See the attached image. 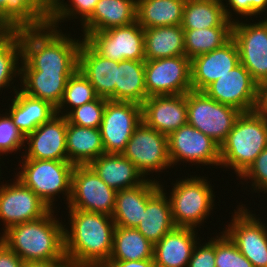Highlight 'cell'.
Wrapping results in <instances>:
<instances>
[{
	"label": "cell",
	"instance_id": "obj_9",
	"mask_svg": "<svg viewBox=\"0 0 267 267\" xmlns=\"http://www.w3.org/2000/svg\"><path fill=\"white\" fill-rule=\"evenodd\" d=\"M116 192L89 165H75L67 207L112 216Z\"/></svg>",
	"mask_w": 267,
	"mask_h": 267
},
{
	"label": "cell",
	"instance_id": "obj_1",
	"mask_svg": "<svg viewBox=\"0 0 267 267\" xmlns=\"http://www.w3.org/2000/svg\"><path fill=\"white\" fill-rule=\"evenodd\" d=\"M70 231L64 228L65 256L72 267L105 265L113 249L112 216L69 209Z\"/></svg>",
	"mask_w": 267,
	"mask_h": 267
},
{
	"label": "cell",
	"instance_id": "obj_15",
	"mask_svg": "<svg viewBox=\"0 0 267 267\" xmlns=\"http://www.w3.org/2000/svg\"><path fill=\"white\" fill-rule=\"evenodd\" d=\"M233 22L232 39L235 41L240 63L258 83L267 79V24ZM241 22V23H240Z\"/></svg>",
	"mask_w": 267,
	"mask_h": 267
},
{
	"label": "cell",
	"instance_id": "obj_40",
	"mask_svg": "<svg viewBox=\"0 0 267 267\" xmlns=\"http://www.w3.org/2000/svg\"><path fill=\"white\" fill-rule=\"evenodd\" d=\"M107 100L108 99L106 98L98 97L92 102L83 104L70 110V112L67 111L65 113L63 110L61 116H65L69 123L76 126L100 128Z\"/></svg>",
	"mask_w": 267,
	"mask_h": 267
},
{
	"label": "cell",
	"instance_id": "obj_13",
	"mask_svg": "<svg viewBox=\"0 0 267 267\" xmlns=\"http://www.w3.org/2000/svg\"><path fill=\"white\" fill-rule=\"evenodd\" d=\"M234 211L224 232L253 267H267V226L242 205Z\"/></svg>",
	"mask_w": 267,
	"mask_h": 267
},
{
	"label": "cell",
	"instance_id": "obj_53",
	"mask_svg": "<svg viewBox=\"0 0 267 267\" xmlns=\"http://www.w3.org/2000/svg\"><path fill=\"white\" fill-rule=\"evenodd\" d=\"M88 267H106L105 265H92V266H88Z\"/></svg>",
	"mask_w": 267,
	"mask_h": 267
},
{
	"label": "cell",
	"instance_id": "obj_37",
	"mask_svg": "<svg viewBox=\"0 0 267 267\" xmlns=\"http://www.w3.org/2000/svg\"><path fill=\"white\" fill-rule=\"evenodd\" d=\"M22 45L19 30L0 37V90L11 87L14 77L20 75ZM17 75V76H16Z\"/></svg>",
	"mask_w": 267,
	"mask_h": 267
},
{
	"label": "cell",
	"instance_id": "obj_36",
	"mask_svg": "<svg viewBox=\"0 0 267 267\" xmlns=\"http://www.w3.org/2000/svg\"><path fill=\"white\" fill-rule=\"evenodd\" d=\"M183 30L185 56L190 60L222 47L232 38V27Z\"/></svg>",
	"mask_w": 267,
	"mask_h": 267
},
{
	"label": "cell",
	"instance_id": "obj_34",
	"mask_svg": "<svg viewBox=\"0 0 267 267\" xmlns=\"http://www.w3.org/2000/svg\"><path fill=\"white\" fill-rule=\"evenodd\" d=\"M154 245L136 228L115 226L109 261L153 259Z\"/></svg>",
	"mask_w": 267,
	"mask_h": 267
},
{
	"label": "cell",
	"instance_id": "obj_42",
	"mask_svg": "<svg viewBox=\"0 0 267 267\" xmlns=\"http://www.w3.org/2000/svg\"><path fill=\"white\" fill-rule=\"evenodd\" d=\"M25 136L13 123L11 117L0 114V154H10L20 150L25 143ZM0 155V156H1Z\"/></svg>",
	"mask_w": 267,
	"mask_h": 267
},
{
	"label": "cell",
	"instance_id": "obj_10",
	"mask_svg": "<svg viewBox=\"0 0 267 267\" xmlns=\"http://www.w3.org/2000/svg\"><path fill=\"white\" fill-rule=\"evenodd\" d=\"M142 121V105L107 100L100 125L104 153L122 154Z\"/></svg>",
	"mask_w": 267,
	"mask_h": 267
},
{
	"label": "cell",
	"instance_id": "obj_14",
	"mask_svg": "<svg viewBox=\"0 0 267 267\" xmlns=\"http://www.w3.org/2000/svg\"><path fill=\"white\" fill-rule=\"evenodd\" d=\"M171 166L178 162H191L220 166V145L188 123L168 136Z\"/></svg>",
	"mask_w": 267,
	"mask_h": 267
},
{
	"label": "cell",
	"instance_id": "obj_7",
	"mask_svg": "<svg viewBox=\"0 0 267 267\" xmlns=\"http://www.w3.org/2000/svg\"><path fill=\"white\" fill-rule=\"evenodd\" d=\"M241 111L211 99L204 91L187 92V123L221 145Z\"/></svg>",
	"mask_w": 267,
	"mask_h": 267
},
{
	"label": "cell",
	"instance_id": "obj_39",
	"mask_svg": "<svg viewBox=\"0 0 267 267\" xmlns=\"http://www.w3.org/2000/svg\"><path fill=\"white\" fill-rule=\"evenodd\" d=\"M98 1L99 0H69L72 4L68 5L64 3V0H55L48 14V24L57 28L59 22H64L66 18L71 19L74 16V18L77 19V17L80 16V22L81 25H83L92 16Z\"/></svg>",
	"mask_w": 267,
	"mask_h": 267
},
{
	"label": "cell",
	"instance_id": "obj_30",
	"mask_svg": "<svg viewBox=\"0 0 267 267\" xmlns=\"http://www.w3.org/2000/svg\"><path fill=\"white\" fill-rule=\"evenodd\" d=\"M145 60L185 55L181 25L144 29Z\"/></svg>",
	"mask_w": 267,
	"mask_h": 267
},
{
	"label": "cell",
	"instance_id": "obj_43",
	"mask_svg": "<svg viewBox=\"0 0 267 267\" xmlns=\"http://www.w3.org/2000/svg\"><path fill=\"white\" fill-rule=\"evenodd\" d=\"M242 180H250L253 190L267 193V148H265L240 176Z\"/></svg>",
	"mask_w": 267,
	"mask_h": 267
},
{
	"label": "cell",
	"instance_id": "obj_50",
	"mask_svg": "<svg viewBox=\"0 0 267 267\" xmlns=\"http://www.w3.org/2000/svg\"><path fill=\"white\" fill-rule=\"evenodd\" d=\"M267 9V0H250V17L260 15Z\"/></svg>",
	"mask_w": 267,
	"mask_h": 267
},
{
	"label": "cell",
	"instance_id": "obj_22",
	"mask_svg": "<svg viewBox=\"0 0 267 267\" xmlns=\"http://www.w3.org/2000/svg\"><path fill=\"white\" fill-rule=\"evenodd\" d=\"M160 189L159 181L146 179L141 185L116 192L112 214L115 226L136 228L141 221L147 201Z\"/></svg>",
	"mask_w": 267,
	"mask_h": 267
},
{
	"label": "cell",
	"instance_id": "obj_33",
	"mask_svg": "<svg viewBox=\"0 0 267 267\" xmlns=\"http://www.w3.org/2000/svg\"><path fill=\"white\" fill-rule=\"evenodd\" d=\"M223 0H186L183 10V29L233 27L227 19Z\"/></svg>",
	"mask_w": 267,
	"mask_h": 267
},
{
	"label": "cell",
	"instance_id": "obj_24",
	"mask_svg": "<svg viewBox=\"0 0 267 267\" xmlns=\"http://www.w3.org/2000/svg\"><path fill=\"white\" fill-rule=\"evenodd\" d=\"M137 21V0H99L92 16L82 25L83 38L89 33L124 27Z\"/></svg>",
	"mask_w": 267,
	"mask_h": 267
},
{
	"label": "cell",
	"instance_id": "obj_19",
	"mask_svg": "<svg viewBox=\"0 0 267 267\" xmlns=\"http://www.w3.org/2000/svg\"><path fill=\"white\" fill-rule=\"evenodd\" d=\"M67 123L65 116L55 115L50 121L29 133L25 138L28 147L23 159L68 161Z\"/></svg>",
	"mask_w": 267,
	"mask_h": 267
},
{
	"label": "cell",
	"instance_id": "obj_51",
	"mask_svg": "<svg viewBox=\"0 0 267 267\" xmlns=\"http://www.w3.org/2000/svg\"><path fill=\"white\" fill-rule=\"evenodd\" d=\"M15 30L4 20L0 13V37L8 35Z\"/></svg>",
	"mask_w": 267,
	"mask_h": 267
},
{
	"label": "cell",
	"instance_id": "obj_44",
	"mask_svg": "<svg viewBox=\"0 0 267 267\" xmlns=\"http://www.w3.org/2000/svg\"><path fill=\"white\" fill-rule=\"evenodd\" d=\"M187 267H216L214 237L205 244H202V246L198 242L196 243Z\"/></svg>",
	"mask_w": 267,
	"mask_h": 267
},
{
	"label": "cell",
	"instance_id": "obj_47",
	"mask_svg": "<svg viewBox=\"0 0 267 267\" xmlns=\"http://www.w3.org/2000/svg\"><path fill=\"white\" fill-rule=\"evenodd\" d=\"M254 111L267 118V79L257 83V98Z\"/></svg>",
	"mask_w": 267,
	"mask_h": 267
},
{
	"label": "cell",
	"instance_id": "obj_32",
	"mask_svg": "<svg viewBox=\"0 0 267 267\" xmlns=\"http://www.w3.org/2000/svg\"><path fill=\"white\" fill-rule=\"evenodd\" d=\"M146 98L145 61L125 59L118 62L115 101L142 105Z\"/></svg>",
	"mask_w": 267,
	"mask_h": 267
},
{
	"label": "cell",
	"instance_id": "obj_4",
	"mask_svg": "<svg viewBox=\"0 0 267 267\" xmlns=\"http://www.w3.org/2000/svg\"><path fill=\"white\" fill-rule=\"evenodd\" d=\"M267 148V118L255 111L241 112L220 145V165L240 177Z\"/></svg>",
	"mask_w": 267,
	"mask_h": 267
},
{
	"label": "cell",
	"instance_id": "obj_49",
	"mask_svg": "<svg viewBox=\"0 0 267 267\" xmlns=\"http://www.w3.org/2000/svg\"><path fill=\"white\" fill-rule=\"evenodd\" d=\"M23 267H72L68 261L24 262Z\"/></svg>",
	"mask_w": 267,
	"mask_h": 267
},
{
	"label": "cell",
	"instance_id": "obj_2",
	"mask_svg": "<svg viewBox=\"0 0 267 267\" xmlns=\"http://www.w3.org/2000/svg\"><path fill=\"white\" fill-rule=\"evenodd\" d=\"M22 45L20 71L75 73L82 41L46 24L40 28L19 29Z\"/></svg>",
	"mask_w": 267,
	"mask_h": 267
},
{
	"label": "cell",
	"instance_id": "obj_21",
	"mask_svg": "<svg viewBox=\"0 0 267 267\" xmlns=\"http://www.w3.org/2000/svg\"><path fill=\"white\" fill-rule=\"evenodd\" d=\"M118 61L99 55L83 38L78 54V70L89 80L99 97L115 101Z\"/></svg>",
	"mask_w": 267,
	"mask_h": 267
},
{
	"label": "cell",
	"instance_id": "obj_25",
	"mask_svg": "<svg viewBox=\"0 0 267 267\" xmlns=\"http://www.w3.org/2000/svg\"><path fill=\"white\" fill-rule=\"evenodd\" d=\"M88 165L115 191L139 186L146 180L123 154L104 153Z\"/></svg>",
	"mask_w": 267,
	"mask_h": 267
},
{
	"label": "cell",
	"instance_id": "obj_38",
	"mask_svg": "<svg viewBox=\"0 0 267 267\" xmlns=\"http://www.w3.org/2000/svg\"><path fill=\"white\" fill-rule=\"evenodd\" d=\"M99 96L96 94L94 87L91 85L89 80L77 70L68 80L66 88L64 90L63 98L56 108L57 115H60L61 110L65 107L74 109L83 104L92 102ZM69 106H68V105ZM67 105V106H66Z\"/></svg>",
	"mask_w": 267,
	"mask_h": 267
},
{
	"label": "cell",
	"instance_id": "obj_8",
	"mask_svg": "<svg viewBox=\"0 0 267 267\" xmlns=\"http://www.w3.org/2000/svg\"><path fill=\"white\" fill-rule=\"evenodd\" d=\"M122 154L144 178L150 172H162L171 166L168 136L148 127L143 121L134 129Z\"/></svg>",
	"mask_w": 267,
	"mask_h": 267
},
{
	"label": "cell",
	"instance_id": "obj_3",
	"mask_svg": "<svg viewBox=\"0 0 267 267\" xmlns=\"http://www.w3.org/2000/svg\"><path fill=\"white\" fill-rule=\"evenodd\" d=\"M51 209L40 219L9 227L0 236L24 262L68 261L64 250V228ZM54 217V218H53Z\"/></svg>",
	"mask_w": 267,
	"mask_h": 267
},
{
	"label": "cell",
	"instance_id": "obj_6",
	"mask_svg": "<svg viewBox=\"0 0 267 267\" xmlns=\"http://www.w3.org/2000/svg\"><path fill=\"white\" fill-rule=\"evenodd\" d=\"M207 181L204 177L196 176L176 180L169 195L176 227L195 229L210 215L215 196L211 184Z\"/></svg>",
	"mask_w": 267,
	"mask_h": 267
},
{
	"label": "cell",
	"instance_id": "obj_18",
	"mask_svg": "<svg viewBox=\"0 0 267 267\" xmlns=\"http://www.w3.org/2000/svg\"><path fill=\"white\" fill-rule=\"evenodd\" d=\"M142 121L169 136L187 124V93L149 96L142 104Z\"/></svg>",
	"mask_w": 267,
	"mask_h": 267
},
{
	"label": "cell",
	"instance_id": "obj_52",
	"mask_svg": "<svg viewBox=\"0 0 267 267\" xmlns=\"http://www.w3.org/2000/svg\"><path fill=\"white\" fill-rule=\"evenodd\" d=\"M48 14L51 11L53 2L51 0H35Z\"/></svg>",
	"mask_w": 267,
	"mask_h": 267
},
{
	"label": "cell",
	"instance_id": "obj_35",
	"mask_svg": "<svg viewBox=\"0 0 267 267\" xmlns=\"http://www.w3.org/2000/svg\"><path fill=\"white\" fill-rule=\"evenodd\" d=\"M0 13L15 31L48 24V13L35 0H0Z\"/></svg>",
	"mask_w": 267,
	"mask_h": 267
},
{
	"label": "cell",
	"instance_id": "obj_12",
	"mask_svg": "<svg viewBox=\"0 0 267 267\" xmlns=\"http://www.w3.org/2000/svg\"><path fill=\"white\" fill-rule=\"evenodd\" d=\"M84 40L101 56L114 60L145 61L144 29L136 21L124 27L89 33Z\"/></svg>",
	"mask_w": 267,
	"mask_h": 267
},
{
	"label": "cell",
	"instance_id": "obj_31",
	"mask_svg": "<svg viewBox=\"0 0 267 267\" xmlns=\"http://www.w3.org/2000/svg\"><path fill=\"white\" fill-rule=\"evenodd\" d=\"M186 0H137V22L143 29L181 25Z\"/></svg>",
	"mask_w": 267,
	"mask_h": 267
},
{
	"label": "cell",
	"instance_id": "obj_46",
	"mask_svg": "<svg viewBox=\"0 0 267 267\" xmlns=\"http://www.w3.org/2000/svg\"><path fill=\"white\" fill-rule=\"evenodd\" d=\"M24 261L0 240V267H23Z\"/></svg>",
	"mask_w": 267,
	"mask_h": 267
},
{
	"label": "cell",
	"instance_id": "obj_16",
	"mask_svg": "<svg viewBox=\"0 0 267 267\" xmlns=\"http://www.w3.org/2000/svg\"><path fill=\"white\" fill-rule=\"evenodd\" d=\"M14 179V184L0 186V220L4 222V231L13 225L40 219L51 210L30 188Z\"/></svg>",
	"mask_w": 267,
	"mask_h": 267
},
{
	"label": "cell",
	"instance_id": "obj_45",
	"mask_svg": "<svg viewBox=\"0 0 267 267\" xmlns=\"http://www.w3.org/2000/svg\"><path fill=\"white\" fill-rule=\"evenodd\" d=\"M222 3L225 15L227 19L230 20L231 22H235V19L232 18L233 13L230 12V9L233 10L235 14L237 15L239 14L240 16L242 15L241 17L250 16V0H226L227 5L224 4V2Z\"/></svg>",
	"mask_w": 267,
	"mask_h": 267
},
{
	"label": "cell",
	"instance_id": "obj_17",
	"mask_svg": "<svg viewBox=\"0 0 267 267\" xmlns=\"http://www.w3.org/2000/svg\"><path fill=\"white\" fill-rule=\"evenodd\" d=\"M204 92L215 101L233 106L241 112L254 111L257 82L239 63L224 76L210 84Z\"/></svg>",
	"mask_w": 267,
	"mask_h": 267
},
{
	"label": "cell",
	"instance_id": "obj_29",
	"mask_svg": "<svg viewBox=\"0 0 267 267\" xmlns=\"http://www.w3.org/2000/svg\"><path fill=\"white\" fill-rule=\"evenodd\" d=\"M67 159L74 165H88L104 154L99 128L80 127L67 123Z\"/></svg>",
	"mask_w": 267,
	"mask_h": 267
},
{
	"label": "cell",
	"instance_id": "obj_41",
	"mask_svg": "<svg viewBox=\"0 0 267 267\" xmlns=\"http://www.w3.org/2000/svg\"><path fill=\"white\" fill-rule=\"evenodd\" d=\"M216 267H253L252 263L239 251L236 244L223 231L215 238Z\"/></svg>",
	"mask_w": 267,
	"mask_h": 267
},
{
	"label": "cell",
	"instance_id": "obj_48",
	"mask_svg": "<svg viewBox=\"0 0 267 267\" xmlns=\"http://www.w3.org/2000/svg\"><path fill=\"white\" fill-rule=\"evenodd\" d=\"M106 267H156L153 259L131 261H108Z\"/></svg>",
	"mask_w": 267,
	"mask_h": 267
},
{
	"label": "cell",
	"instance_id": "obj_27",
	"mask_svg": "<svg viewBox=\"0 0 267 267\" xmlns=\"http://www.w3.org/2000/svg\"><path fill=\"white\" fill-rule=\"evenodd\" d=\"M164 186L147 201L146 210L136 229L153 245L158 243L163 236L173 230L174 224L171 205Z\"/></svg>",
	"mask_w": 267,
	"mask_h": 267
},
{
	"label": "cell",
	"instance_id": "obj_28",
	"mask_svg": "<svg viewBox=\"0 0 267 267\" xmlns=\"http://www.w3.org/2000/svg\"><path fill=\"white\" fill-rule=\"evenodd\" d=\"M74 73H51L43 71H20L23 93L50 102L54 107L60 104L67 80Z\"/></svg>",
	"mask_w": 267,
	"mask_h": 267
},
{
	"label": "cell",
	"instance_id": "obj_5",
	"mask_svg": "<svg viewBox=\"0 0 267 267\" xmlns=\"http://www.w3.org/2000/svg\"><path fill=\"white\" fill-rule=\"evenodd\" d=\"M23 165L16 178L30 188L50 209L56 195L65 194L67 204L71 197L72 171L69 161L22 159Z\"/></svg>",
	"mask_w": 267,
	"mask_h": 267
},
{
	"label": "cell",
	"instance_id": "obj_26",
	"mask_svg": "<svg viewBox=\"0 0 267 267\" xmlns=\"http://www.w3.org/2000/svg\"><path fill=\"white\" fill-rule=\"evenodd\" d=\"M14 86V98L7 113L16 127L26 137L41 124L50 121L56 113V107L50 102L31 97Z\"/></svg>",
	"mask_w": 267,
	"mask_h": 267
},
{
	"label": "cell",
	"instance_id": "obj_23",
	"mask_svg": "<svg viewBox=\"0 0 267 267\" xmlns=\"http://www.w3.org/2000/svg\"><path fill=\"white\" fill-rule=\"evenodd\" d=\"M195 230L189 227H175L154 244L153 260L156 267H187L194 246L198 242V232Z\"/></svg>",
	"mask_w": 267,
	"mask_h": 267
},
{
	"label": "cell",
	"instance_id": "obj_20",
	"mask_svg": "<svg viewBox=\"0 0 267 267\" xmlns=\"http://www.w3.org/2000/svg\"><path fill=\"white\" fill-rule=\"evenodd\" d=\"M239 63L238 49L232 38L222 47L192 58L190 60L192 90L204 91Z\"/></svg>",
	"mask_w": 267,
	"mask_h": 267
},
{
	"label": "cell",
	"instance_id": "obj_11",
	"mask_svg": "<svg viewBox=\"0 0 267 267\" xmlns=\"http://www.w3.org/2000/svg\"><path fill=\"white\" fill-rule=\"evenodd\" d=\"M147 98L181 95L192 90L190 59L185 55L145 60Z\"/></svg>",
	"mask_w": 267,
	"mask_h": 267
}]
</instances>
